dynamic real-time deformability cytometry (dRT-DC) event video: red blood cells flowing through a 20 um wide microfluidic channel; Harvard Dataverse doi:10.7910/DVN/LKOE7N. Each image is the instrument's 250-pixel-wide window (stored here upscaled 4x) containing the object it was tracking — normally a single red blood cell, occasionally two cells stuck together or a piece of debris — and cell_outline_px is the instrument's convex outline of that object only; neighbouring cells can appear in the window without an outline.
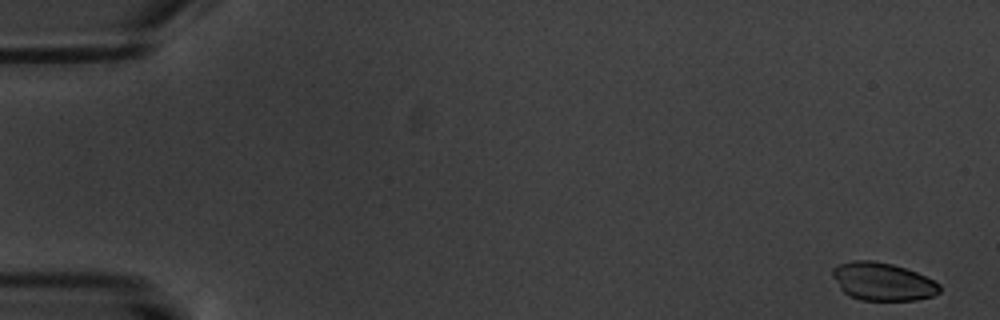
{"species": "common noctule bat (a hibernating species)", "species_latin": "Nyctalus noctula", "temperature_condition": "warm", "stored_images_in_passage": 5, "camera_frame_rate_fps": 3000, "um_per_image_px": 0.085, "animal": {"sex": "male", "body_mass_g": 20.1, "forearm_length_mm": 53.5}, "frame": {"image": 1, "passage_image": 1, "time_ms": 0.0, "image_size_px": [1000, 320], "cell_outline_px": [[940, 292], [932, 296], [916, 300], [860, 300], [848, 296], [840, 288], [832, 276], [832, 268], [840, 264], [852, 260], [872, 260], [892, 264], [916, 272], [940, 284]], "centroid_in_image_um": [75.0, 23.94], "position_along_channel_um": 10.0, "area_um2": 23.64}}
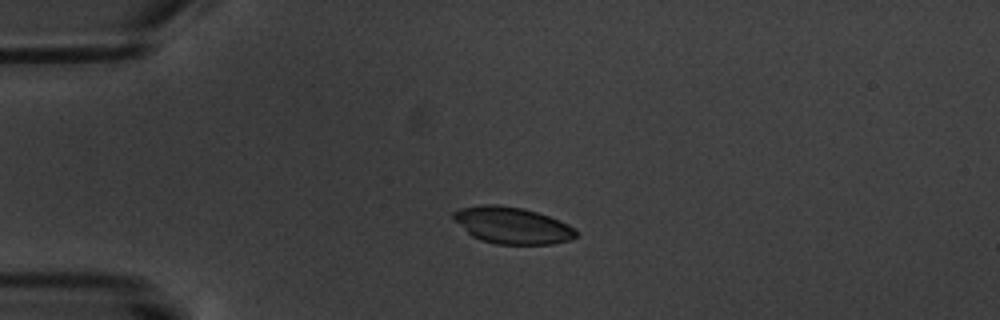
{"frame": {"image": 2, "passage_image": 4, "time_ms": 4.333, "image_size_px": [1000, 320], "cell_outline_px": [[580, 236], [572, 240], [552, 244], [496, 244], [480, 240], [472, 236], [452, 220], [452, 212], [460, 208], [484, 204], [496, 204], [524, 208], [560, 220], [576, 228], [580, 232]], "centroid_in_image_um": [43.57, 19.16], "position_along_channel_um": 41.4, "area_um2": 26.7}}